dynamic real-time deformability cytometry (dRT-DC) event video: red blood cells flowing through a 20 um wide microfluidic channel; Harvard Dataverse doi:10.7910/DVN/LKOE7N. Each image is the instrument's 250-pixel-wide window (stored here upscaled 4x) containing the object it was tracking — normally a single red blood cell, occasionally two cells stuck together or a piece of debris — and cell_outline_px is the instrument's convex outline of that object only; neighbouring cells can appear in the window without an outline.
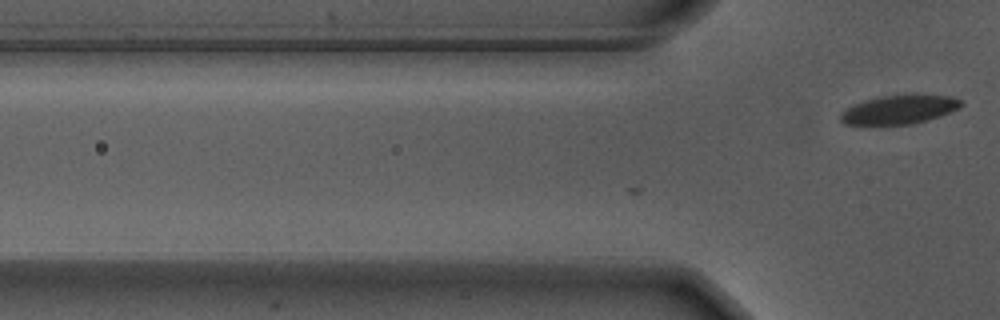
{"species": "Egyptian fruit bat (a non-hibernating species)", "species_latin": "Rousettus aegyptiacus", "temperature_condition": "warm", "stored_images_in_passage": 3, "camera_frame_rate_fps": 3000, "um_per_image_px": 0.085, "animal": {"sex": "male"}, "frame": {"image": 1, "passage_image": 3, "time_ms": 0.667, "image_size_px": [1000, 320], "cell_outline_px": [[964, 104], [960, 108], [940, 116], [912, 124], [844, 124], [840, 120], [840, 112], [856, 104], [868, 100], [884, 96], [952, 96], [964, 100]], "centroid_in_image_um": [76.49, 9.33], "position_along_channel_um": 49.3, "area_um2": 19.65}}